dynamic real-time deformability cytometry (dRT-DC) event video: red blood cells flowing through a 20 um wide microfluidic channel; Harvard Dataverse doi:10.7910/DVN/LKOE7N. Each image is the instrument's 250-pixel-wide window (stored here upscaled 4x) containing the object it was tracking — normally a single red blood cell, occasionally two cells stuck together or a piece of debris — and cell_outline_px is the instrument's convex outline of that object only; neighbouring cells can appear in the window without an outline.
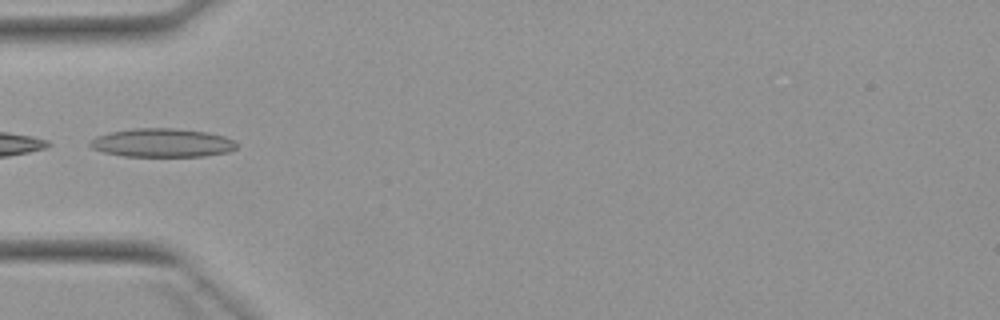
{"species": "Egyptian fruit bat (a non-hibernating species)", "species_latin": "Rousettus aegyptiacus", "temperature_condition": "warm", "stored_images_in_passage": 3, "camera_frame_rate_fps": 3000, "um_per_image_px": 0.085, "animal": {"sex": "female"}, "frame": {"image": 1, "passage_image": 3, "time_ms": 2.333, "image_size_px": [1000, 320], "cell_outline_px": [[236, 148], [228, 152], [204, 156], [124, 156], [104, 152], [92, 148], [88, 144], [96, 136], [108, 132], [132, 128], [172, 128], [208, 132], [224, 136], [236, 140]], "centroid_in_image_um": [13.79, 12.13], "position_along_channel_um": 71.2, "area_um2": 24.51}}